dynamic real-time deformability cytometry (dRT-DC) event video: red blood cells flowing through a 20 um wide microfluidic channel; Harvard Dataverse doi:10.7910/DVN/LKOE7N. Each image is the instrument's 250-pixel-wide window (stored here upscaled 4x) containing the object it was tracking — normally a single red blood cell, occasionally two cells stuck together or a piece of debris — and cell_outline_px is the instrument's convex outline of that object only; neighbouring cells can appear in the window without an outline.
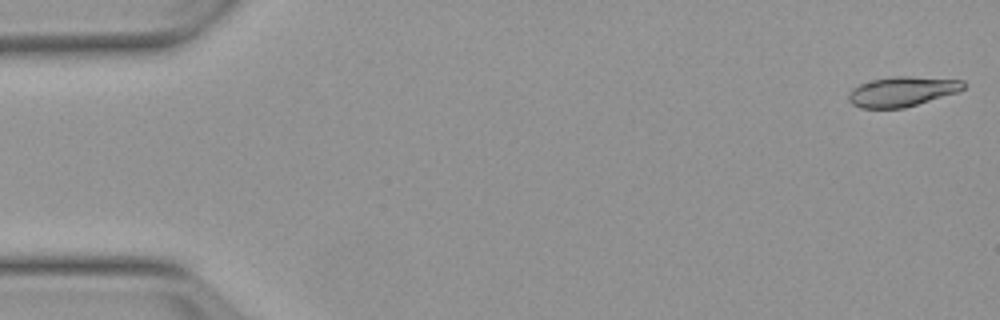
{"species": "Egyptian fruit bat (a non-hibernating species)", "species_latin": "Rousettus aegyptiacus", "temperature_condition": "warm", "stored_images_in_passage": 9, "camera_frame_rate_fps": 3000, "um_per_image_px": 0.085, "animal": {"sex": "female"}, "frame": {"image": 1, "passage_image": 1, "time_ms": 0.0, "image_size_px": [1000, 320], "cell_outline_px": [[964, 88], [960, 92], [904, 108], [860, 108], [852, 104], [848, 100], [848, 92], [852, 88], [860, 84], [872, 80], [896, 76], [912, 76], [964, 80]], "centroid_in_image_um": [76.69, 7.78], "position_along_channel_um": 8.3, "area_um2": 20.17}}